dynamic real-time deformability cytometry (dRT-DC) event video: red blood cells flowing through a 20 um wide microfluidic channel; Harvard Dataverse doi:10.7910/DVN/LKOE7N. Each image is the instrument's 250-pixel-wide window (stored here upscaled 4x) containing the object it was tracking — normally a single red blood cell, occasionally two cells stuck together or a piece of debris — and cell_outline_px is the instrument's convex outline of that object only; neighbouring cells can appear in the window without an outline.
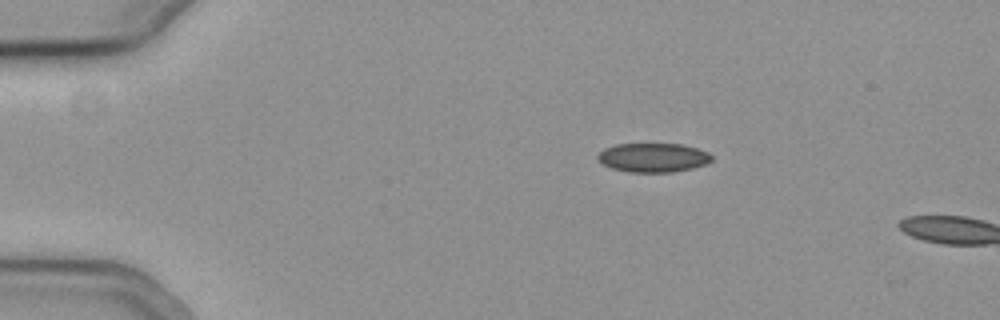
{"species": "common noctule bat (a hibernating species)", "species_latin": "Nyctalus noctula", "temperature_condition": "cold", "stored_images_in_passage": 3, "camera_frame_rate_fps": 3000, "um_per_image_px": 0.085, "animal": {"sex": "female", "body_mass_g": 19.3, "forearm_length_mm": 54.1}, "frame": {"image": 1, "passage_image": 1, "time_ms": 0.0, "image_size_px": [1000, 320], "cell_outline_px": [[712, 160], [704, 164], [692, 168], [672, 172], [628, 172], [612, 168], [596, 160], [596, 156], [604, 148], [616, 144], [680, 144], [696, 148], [708, 152], [712, 156]], "centroid_in_image_um": [55.48, 13.39], "position_along_channel_um": 29.5, "area_um2": 19.25}}